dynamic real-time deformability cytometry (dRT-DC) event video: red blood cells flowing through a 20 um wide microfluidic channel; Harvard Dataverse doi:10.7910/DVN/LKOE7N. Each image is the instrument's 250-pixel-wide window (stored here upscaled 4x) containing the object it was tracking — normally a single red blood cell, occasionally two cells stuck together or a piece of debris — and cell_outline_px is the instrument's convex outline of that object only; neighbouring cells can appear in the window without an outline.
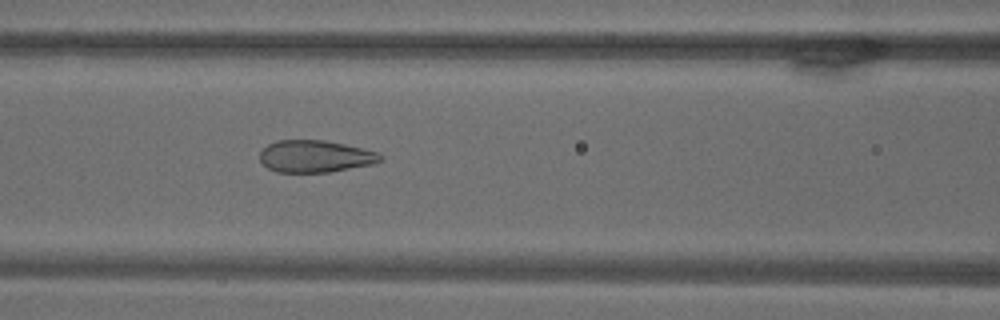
{"species": "common noctule bat (a hibernating species)", "species_latin": "Nyctalus noctula", "temperature_condition": "warm", "stored_images_in_passage": 48, "camera_frame_rate_fps": 3000, "um_per_image_px": 0.085, "animal": {"sex": "male", "body_mass_g": 18.8}, "frame": {"image": 1, "passage_image": 9, "time_ms": 2.667, "image_size_px": [1000, 320], "cell_outline_px": [[384, 160], [372, 164], [328, 172], [276, 172], [268, 168], [260, 160], [260, 152], [268, 144], [276, 140], [324, 140], [364, 148], [380, 152], [384, 156]], "centroid_in_image_um": [26.83, 13.28], "position_along_channel_um": 139.8, "area_um2": 22.66}}
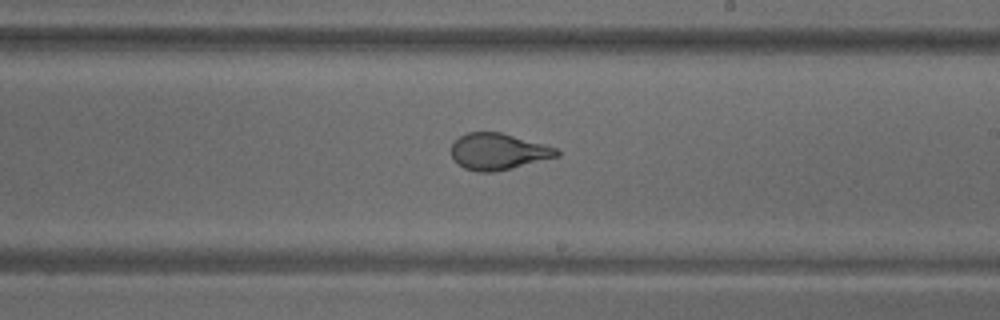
{"frame": {"image": 2, "passage_image": 20, "time_ms": 6.333, "image_size_px": [1000, 320], "cell_outline_px": [[560, 156], [496, 172], [476, 172], [464, 168], [452, 156], [452, 144], [460, 136], [468, 132], [500, 132], [544, 144], [556, 148], [560, 152]], "centroid_in_image_um": [42.37, 12.89], "position_along_channel_um": 246.6, "area_um2": 22.25}}
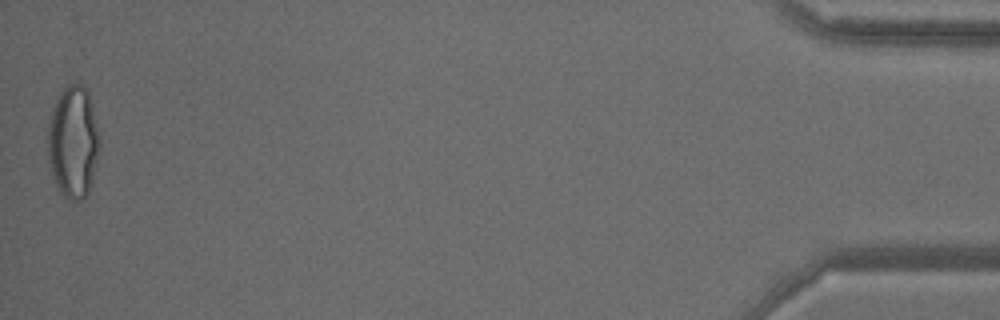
{"frame": {"image": 3, "passage_image": 48, "time_ms": 15.667, "image_size_px": [1000, 320], "cell_outline_px": [[100, 144], [92, 184], [88, 192], [80, 200], [68, 200], [60, 192], [56, 184], [52, 172], [48, 156], [48, 124], [52, 108], [60, 92], [68, 84], [80, 84], [88, 88], [100, 136]], "centroid_in_image_um": [6.24, 12.05], "position_along_channel_um": 429.0, "area_um2": 34.04}}